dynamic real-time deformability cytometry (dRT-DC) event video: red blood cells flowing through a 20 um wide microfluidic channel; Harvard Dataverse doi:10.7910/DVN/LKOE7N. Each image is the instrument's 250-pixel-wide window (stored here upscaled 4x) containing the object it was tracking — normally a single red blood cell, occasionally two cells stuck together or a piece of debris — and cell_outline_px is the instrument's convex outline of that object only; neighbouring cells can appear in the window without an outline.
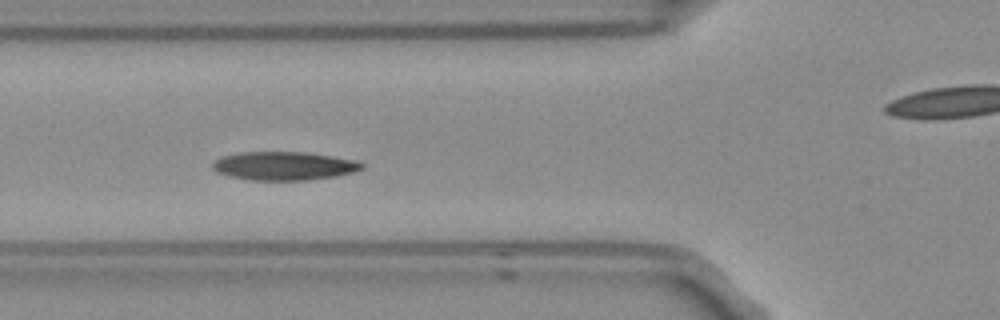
{"species": "Egyptian fruit bat (a non-hibernating species)", "species_latin": "Rousettus aegyptiacus", "temperature_condition": "room temperature", "stored_images_in_passage": 9, "camera_frame_rate_fps": 3000, "um_per_image_px": 0.085, "frame": {"image": 1, "passage_image": 4, "time_ms": 1.0, "image_size_px": [1000, 320], "cell_outline_px": [[364, 168], [352, 172], [336, 176], [308, 180], [248, 180], [228, 176], [216, 172], [212, 168], [212, 164], [216, 160], [224, 156], [240, 152], [304, 152], [352, 160], [364, 164]], "centroid_in_image_um": [24.09, 14.11], "position_along_channel_um": 101.7, "area_um2": 24.57}}
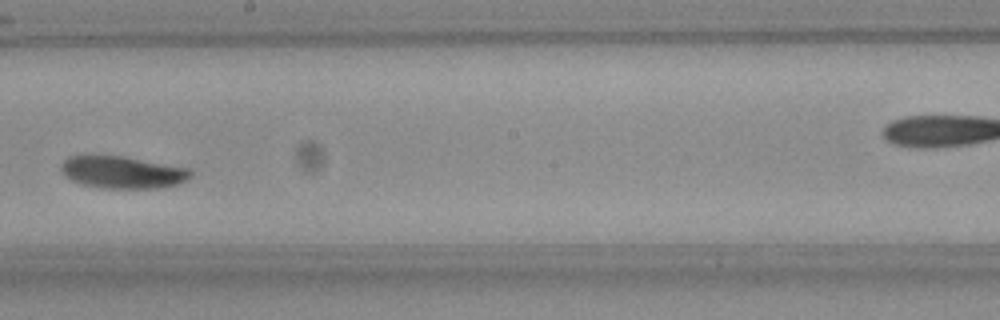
{"frame": {"image": 2, "passage_image": 7, "time_ms": 2.0, "image_size_px": [1000, 320], "cell_outline_px": [[192, 176], [180, 184], [160, 188], [104, 188], [80, 184], [64, 176], [60, 168], [64, 160], [68, 156], [120, 156], [188, 168], [192, 172]], "centroid_in_image_um": [10.41, 14.66], "position_along_channel_um": 237.8, "area_um2": 24.16}}
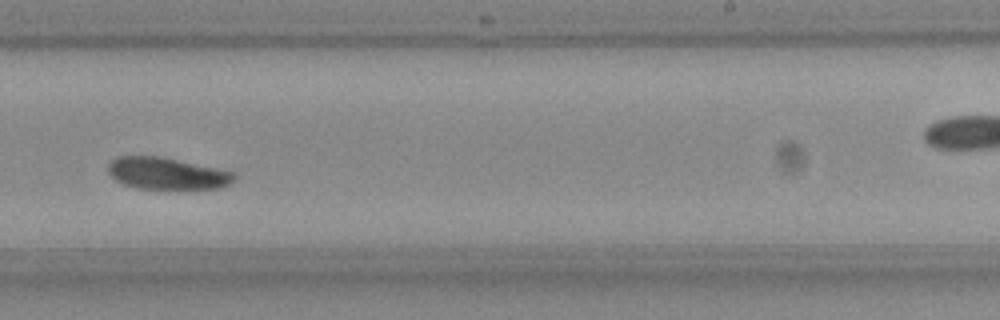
{"frame": {"image": 3, "passage_image": 8, "time_ms": 2.333, "image_size_px": [1000, 320], "cell_outline_px": [[236, 180], [220, 188], [136, 188], [124, 184], [116, 180], [108, 172], [108, 164], [112, 160], [120, 156], [156, 156], [236, 172]], "centroid_in_image_um": [14.2, 14.74], "position_along_channel_um": 274.8, "area_um2": 23.0}}